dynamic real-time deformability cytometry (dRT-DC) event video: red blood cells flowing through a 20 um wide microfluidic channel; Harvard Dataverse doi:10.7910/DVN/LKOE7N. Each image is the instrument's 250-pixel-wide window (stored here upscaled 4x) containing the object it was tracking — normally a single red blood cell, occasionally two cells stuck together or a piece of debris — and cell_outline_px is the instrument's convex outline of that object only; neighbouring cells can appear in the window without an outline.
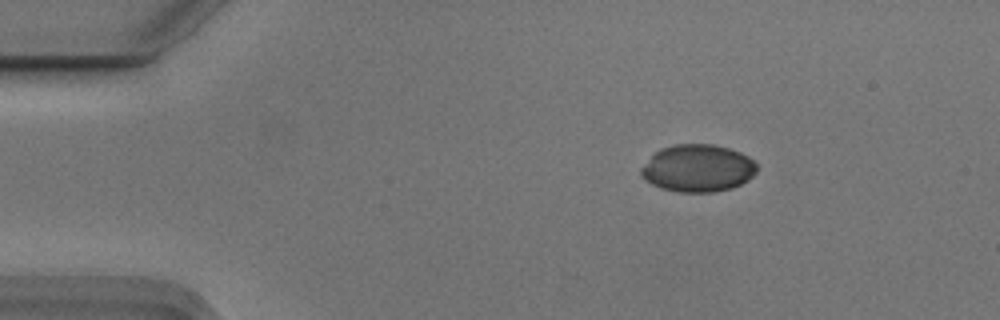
{"species": "Egyptian fruit bat (a non-hibernating species)", "species_latin": "Rousettus aegyptiacus", "temperature_condition": "cold", "stored_images_in_passage": 47, "camera_frame_rate_fps": 3000, "um_per_image_px": 0.085, "animal": {"sex": "male"}, "frame": {"image": 1, "passage_image": 1, "time_ms": 0.0, "image_size_px": [1000, 320], "cell_outline_px": [[756, 172], [752, 176], [740, 184], [732, 188], [712, 192], [680, 192], [664, 188], [652, 184], [640, 172], [640, 168], [660, 148], [676, 144], [712, 144], [728, 148], [740, 152], [756, 160]], "centroid_in_image_um": [59.34, 14.28], "position_along_channel_um": 25.7, "area_um2": 31.67}}
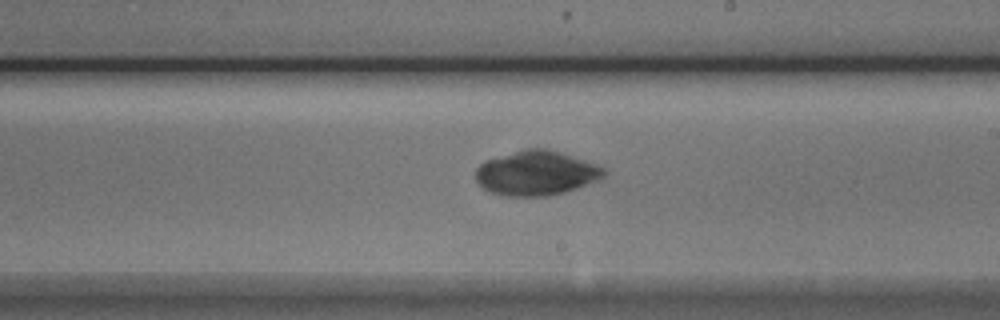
{"frame": {"image": 2, "passage_image": 24, "time_ms": 7.667, "image_size_px": [1000, 320], "cell_outline_px": [[608, 172], [604, 176], [596, 180], [576, 188], [564, 192], [548, 196], [504, 196], [492, 192], [484, 188], [476, 180], [476, 168], [484, 160], [524, 148], [548, 148], [596, 164], [604, 168]], "centroid_in_image_um": [45.56, 14.7], "position_along_channel_um": 243.4, "area_um2": 33.29}}
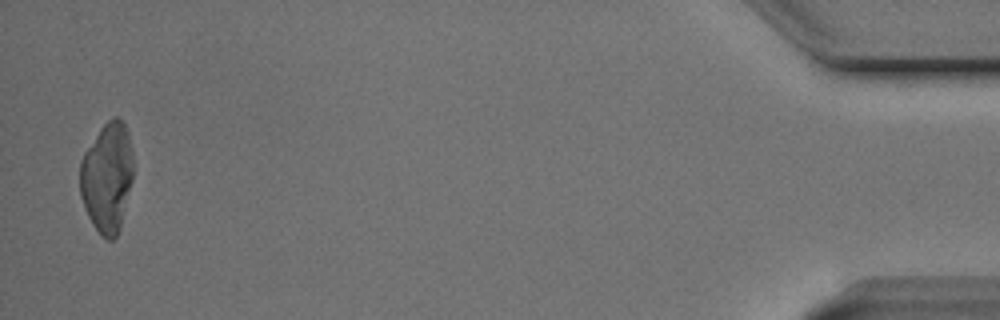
{"frame": {"image": 3, "passage_image": 46, "time_ms": 15.0, "image_size_px": [1000, 320], "cell_outline_px": [[132, 180], [120, 228], [116, 236], [112, 240], [108, 240], [100, 236], [92, 224], [88, 216], [80, 196], [80, 160], [84, 152], [100, 128], [112, 116], [116, 116], [124, 124], [128, 132], [132, 152]], "centroid_in_image_um": [9.09, 15.08], "position_along_channel_um": 426.1, "area_um2": 34.16}}